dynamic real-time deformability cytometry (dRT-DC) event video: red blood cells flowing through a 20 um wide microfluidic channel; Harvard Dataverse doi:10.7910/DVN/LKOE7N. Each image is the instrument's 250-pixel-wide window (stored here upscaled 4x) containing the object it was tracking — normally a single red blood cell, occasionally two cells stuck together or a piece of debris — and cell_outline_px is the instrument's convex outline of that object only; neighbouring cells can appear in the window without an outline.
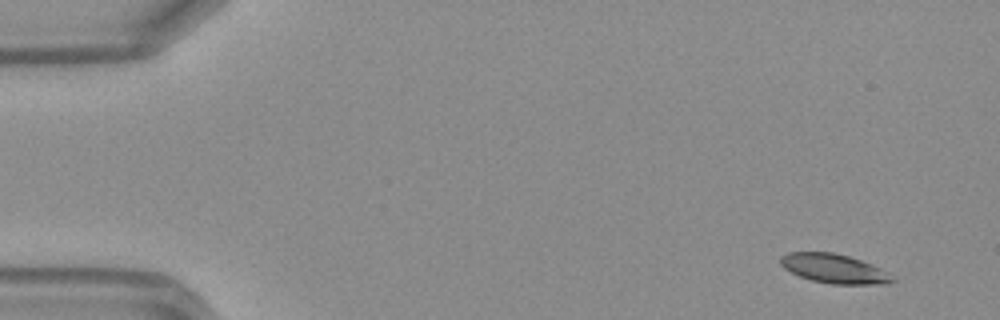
{"species": "Egyptian fruit bat (a non-hibernating species)", "species_latin": "Rousettus aegyptiacus", "temperature_condition": "warm", "stored_images_in_passage": 46, "camera_frame_rate_fps": 3000, "um_per_image_px": 0.085, "frame": {"image": 1, "passage_image": 1, "time_ms": 0.0, "image_size_px": [1000, 320], "cell_outline_px": [[896, 280], [888, 284], [832, 284], [812, 280], [800, 276], [784, 268], [780, 264], [780, 256], [788, 252], [832, 252], [848, 256], [872, 264], [880, 268]], "centroid_in_image_um": [70.88, 22.83], "position_along_channel_um": 14.1, "area_um2": 18.9}}
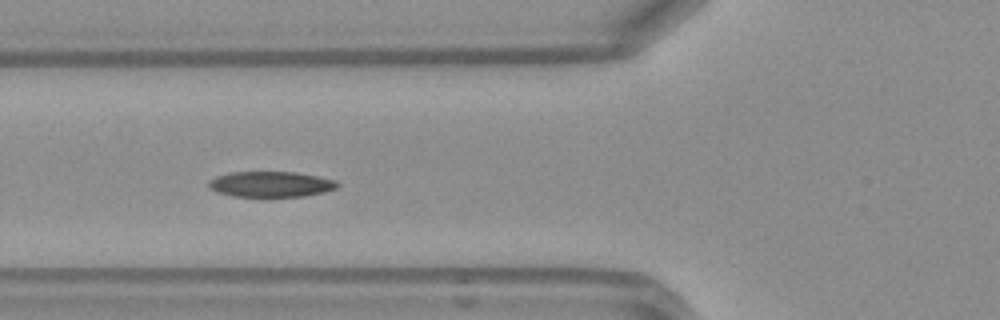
{"frame": {"image": 2, "passage_image": 16, "time_ms": 5.0, "image_size_px": [1000, 320], "cell_outline_px": [[340, 184], [336, 188], [324, 192], [304, 196], [264, 200], [260, 200], [232, 196], [216, 192], [208, 188], [208, 180], [216, 176], [228, 172], [296, 172], [336, 180]], "centroid_in_image_um": [22.96, 15.71], "position_along_channel_um": 102.8, "area_um2": 20.35}}
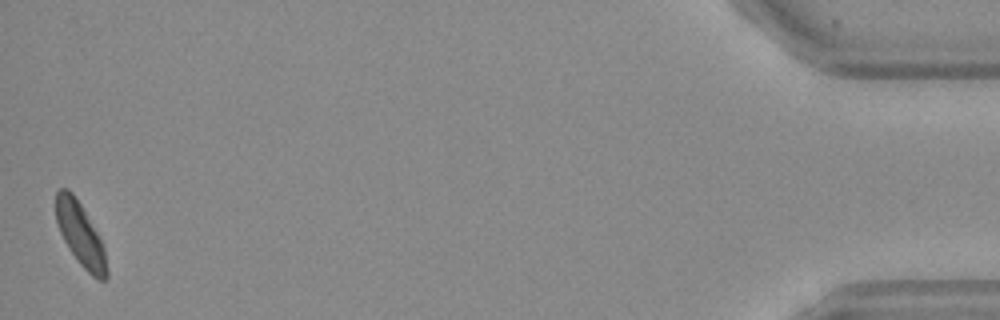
{"frame": {"image": 3, "passage_image": 46, "time_ms": 15.0, "image_size_px": [1000, 320], "cell_outline_px": [[108, 276], [104, 280], [96, 280], [80, 264], [68, 248], [60, 232], [56, 220], [56, 192], [60, 188], [68, 188], [72, 192], [80, 204], [96, 232], [104, 248], [108, 272]], "centroid_in_image_um": [6.82, 19.95], "position_along_channel_um": 428.4, "area_um2": 18.38}, "authors_computed_cell_mechanics": {"area_um2": 19.363, "velocity_mm_per_s": 4.1719, "shape_relaxation_time_tau1_ms": 3.8318, "shape_relaxation_time_tau2_ms": 2.3338, "deformation_change_tau1": 0.137, "deformation_change_tau2": 0.0668}}